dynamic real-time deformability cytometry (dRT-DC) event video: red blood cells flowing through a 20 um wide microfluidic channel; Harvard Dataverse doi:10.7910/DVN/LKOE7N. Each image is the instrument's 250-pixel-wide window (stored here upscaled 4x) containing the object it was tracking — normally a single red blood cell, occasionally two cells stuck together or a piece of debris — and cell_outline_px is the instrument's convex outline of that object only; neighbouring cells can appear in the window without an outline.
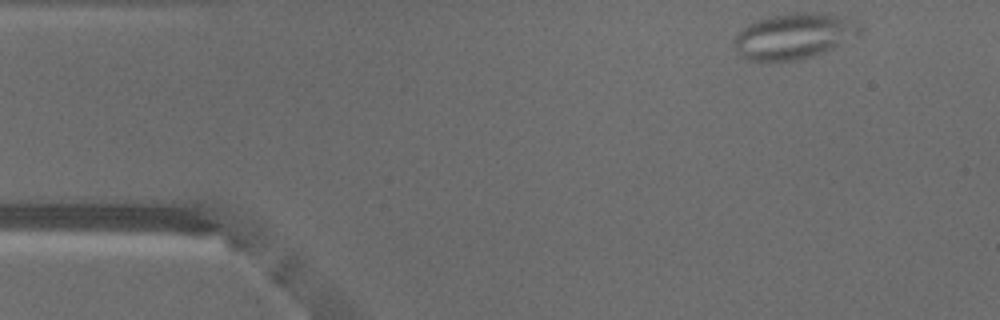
{"species": "common noctule bat (a hibernating species)", "species_latin": "Nyctalus noctula", "temperature_condition": "warm", "stored_images_in_passage": 34, "camera_frame_rate_fps": 3000, "um_per_image_px": 0.085, "animal": {"sex": "male", "body_mass_g": 18.8}, "frame": {"image": 1, "passage_image": 1, "time_ms": 0.0, "image_size_px": [1000, 320], "cell_outline_px": [[860, 32], [856, 36], [836, 48], [812, 56], [796, 60], [744, 60], [736, 52], [732, 40], [736, 32], [740, 28], [756, 20], [772, 16], [796, 12], [820, 12], [848, 16], [860, 20]], "centroid_in_image_um": [67.5, 3.04], "position_along_channel_um": 17.5, "area_um2": 34.22}}
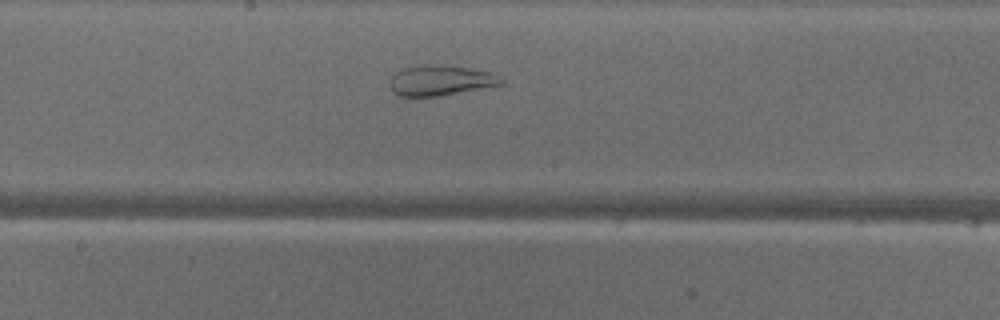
{"frame": {"image": 2, "passage_image": 21, "time_ms": 6.667, "image_size_px": [1000, 320], "cell_outline_px": [[504, 84], [440, 96], [400, 96], [392, 92], [388, 84], [392, 76], [400, 68], [416, 64], [452, 64], [492, 72], [504, 80]], "centroid_in_image_um": [37.42, 6.8], "position_along_channel_um": 210.8, "area_um2": 20.35}}
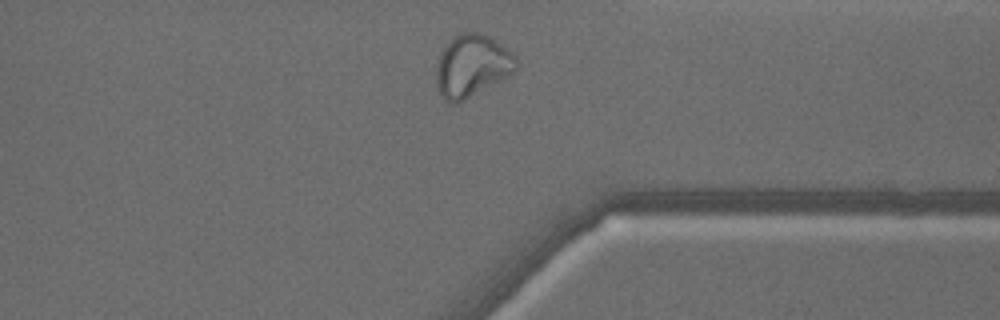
{"frame": {"image": 3, "passage_image": 33, "time_ms": 10.667, "image_size_px": [1000, 320], "cell_outline_px": [[520, 64], [516, 72], [464, 100], [456, 104], [452, 104], [444, 100], [436, 84], [436, 64], [440, 52], [444, 44], [460, 32], [480, 32], [496, 40], [516, 56]], "centroid_in_image_um": [40.12, 5.58], "position_along_channel_um": 371.3, "area_um2": 29.48}, "authors_computed_cell_mechanics": {"area_um2": 28.2931, "velocity_mm_per_s": 4.1284, "shape_relaxation_time_tau1_ms": null, "shape_relaxation_time_tau2_ms": 1.3944, "deformation_change_tau1": null, "deformation_change_tau2": 0.0806}}